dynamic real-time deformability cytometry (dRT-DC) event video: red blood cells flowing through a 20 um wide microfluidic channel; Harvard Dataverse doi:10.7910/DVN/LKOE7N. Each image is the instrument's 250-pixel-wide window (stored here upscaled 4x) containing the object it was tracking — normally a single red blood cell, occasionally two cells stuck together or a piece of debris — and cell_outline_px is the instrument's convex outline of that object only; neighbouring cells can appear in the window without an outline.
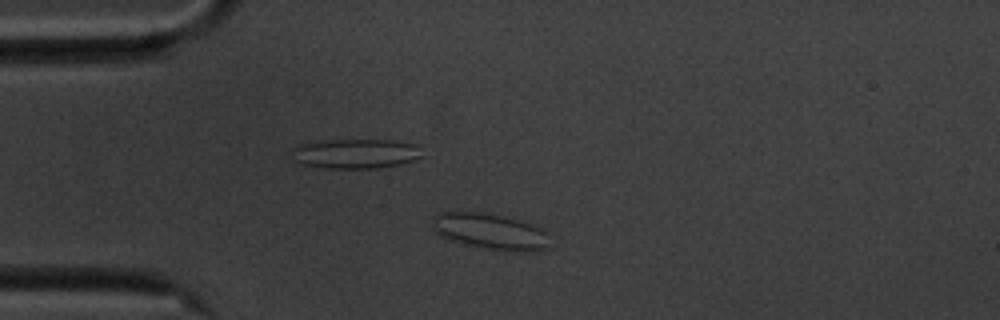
{"species": "common noctule bat (a hibernating species)", "species_latin": "Nyctalus noctula", "temperature_condition": "cold", "stored_images_in_passage": 45, "camera_frame_rate_fps": 3000, "um_per_image_px": 0.085, "animal": {"sex": "male", "body_mass_g": 20.1, "forearm_length_mm": 53.5}, "frame": {"image": 1, "passage_image": 1, "time_ms": 0.0, "image_size_px": [1000, 320], "cell_outline_px": [[548, 248], [536, 252], [492, 248], [452, 240], [440, 236], [432, 228], [432, 216], [440, 212], [476, 212], [504, 216], [532, 224], [540, 228], [544, 232]], "centroid_in_image_um": [41.62, 19.64], "position_along_channel_um": 43.4, "area_um2": 23.76}}
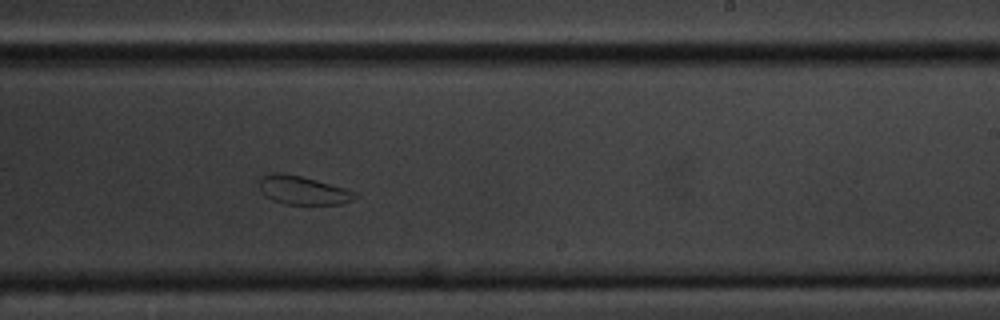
{"frame": {"image": 2, "passage_image": 22, "time_ms": 7.0, "image_size_px": [1000, 320], "cell_outline_px": [[360, 196], [352, 200], [340, 204], [284, 204], [272, 200], [260, 188], [260, 176], [272, 172], [284, 172], [316, 180], [344, 188], [356, 192]], "centroid_in_image_um": [25.75, 16.16], "position_along_channel_um": 263.2, "area_um2": 15.84}}
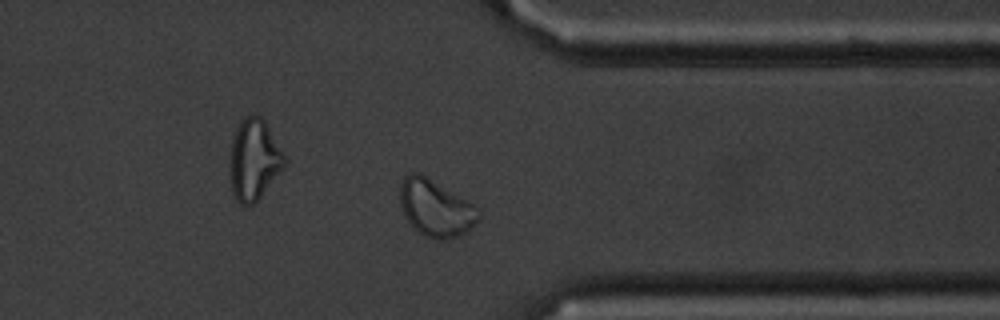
{"frame": {"image": 3, "passage_image": 32, "time_ms": 10.333, "image_size_px": [1000, 320], "cell_outline_px": [[480, 216], [472, 228], [456, 236], [444, 240], [436, 240], [424, 236], [412, 228], [404, 216], [400, 204], [400, 184], [404, 176], [408, 172], [420, 172], [472, 204], [480, 212]], "centroid_in_image_um": [36.97, 17.69], "position_along_channel_um": 374.4, "area_um2": 26.01}, "authors_computed_cell_mechanics": {"area_um2": 19.4208, "velocity_mm_per_s": 3.4469, "shape_relaxation_time_tau1_ms": 10.822, "shape_relaxation_time_tau2_ms": 1.3415, "deformation_change_tau1": 0.1768, "deformation_change_tau2": 0.0663}}